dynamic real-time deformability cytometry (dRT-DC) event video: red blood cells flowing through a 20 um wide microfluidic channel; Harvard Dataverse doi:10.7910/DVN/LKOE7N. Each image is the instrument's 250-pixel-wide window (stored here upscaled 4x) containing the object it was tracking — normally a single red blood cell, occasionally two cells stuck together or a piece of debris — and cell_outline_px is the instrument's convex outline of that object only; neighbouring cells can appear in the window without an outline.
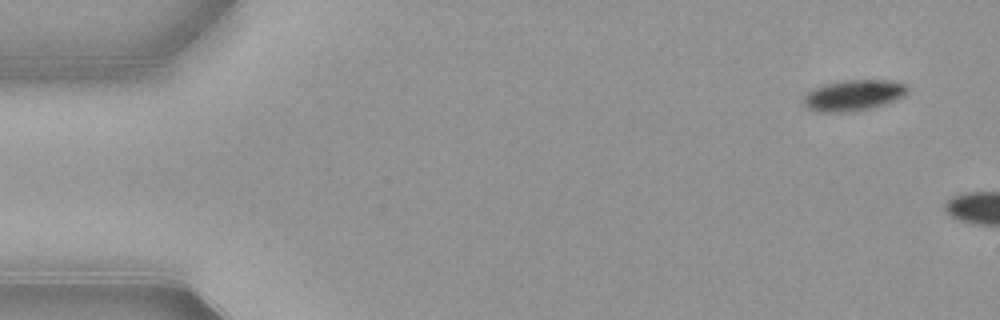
{"species": "common noctule bat (a hibernating species)", "species_latin": "Nyctalus noctula", "temperature_condition": "warm", "stored_images_in_passage": 5, "camera_frame_rate_fps": 3000, "um_per_image_px": 0.085, "animal": {"sex": "female", "body_mass_g": 21.9}, "frame": {"image": 1, "passage_image": 1, "time_ms": 0.0, "image_size_px": [1000, 320], "cell_outline_px": [[908, 92], [904, 96], [896, 100], [872, 108], [848, 112], [820, 112], [808, 108], [804, 104], [804, 96], [812, 88], [824, 84], [840, 80], [888, 80], [908, 84]], "centroid_in_image_um": [72.57, 8.09], "position_along_channel_um": 12.4, "area_um2": 18.9}}